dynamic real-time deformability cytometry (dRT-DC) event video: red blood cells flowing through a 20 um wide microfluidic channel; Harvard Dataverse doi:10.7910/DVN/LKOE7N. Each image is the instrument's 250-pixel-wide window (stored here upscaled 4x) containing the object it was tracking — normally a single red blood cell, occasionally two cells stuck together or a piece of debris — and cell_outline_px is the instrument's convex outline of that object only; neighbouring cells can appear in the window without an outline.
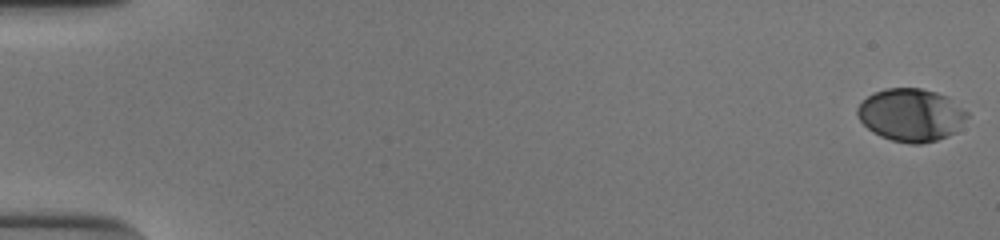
{"species": "human", "species_latin": "Homo sapiens", "temperature_condition": "cold", "stored_images_in_passage": 54, "camera_frame_rate_fps": 3000, "um_per_image_px": 0.085, "donor": {"sex": "male"}, "frame": {"image": 1, "passage_image": 1, "time_ms": 0.0, "image_size_px": [1000, 240], "cell_outline_px": [[968, 116], [956, 132], [948, 136], [936, 140], [920, 144], [908, 144], [892, 140], [880, 136], [872, 132], [860, 120], [856, 112], [856, 108], [872, 92], [884, 88], [920, 88], [936, 92], [948, 96], [968, 112]], "centroid_in_image_um": [77.44, 9.77], "position_along_channel_um": 7.6, "area_um2": 33.93}}
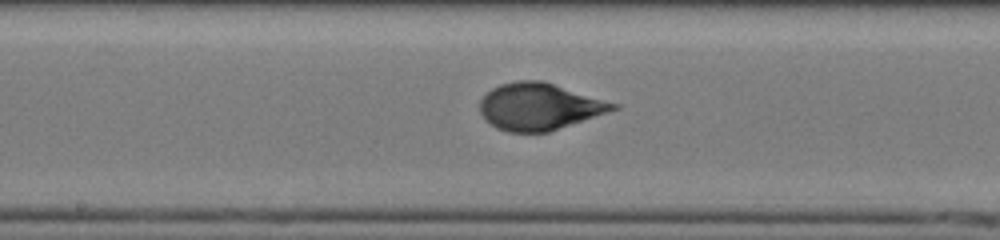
{"frame": {"image": 2, "passage_image": 30, "time_ms": 9.667, "image_size_px": [1000, 240], "cell_outline_px": [[620, 108], [548, 132], [508, 132], [496, 128], [480, 112], [480, 100], [492, 88], [500, 84], [516, 80], [540, 80], [620, 104]], "centroid_in_image_um": [45.85, 9.05], "position_along_channel_um": 202.4, "area_um2": 36.07}}
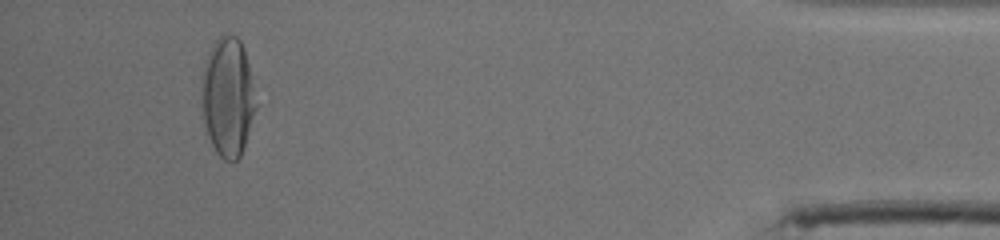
{"frame": {"image": 3, "passage_image": 51, "time_ms": 16.667, "image_size_px": [1000, 240], "cell_outline_px": [[256, 108], [240, 156], [236, 160], [224, 160], [216, 152], [208, 136], [204, 120], [200, 100], [200, 80], [208, 52], [212, 44], [224, 32], [236, 36], [240, 40], [244, 48], [248, 64], [256, 104]], "centroid_in_image_um": [19.32, 8.19], "position_along_channel_um": 415.9, "area_um2": 37.63}, "authors_computed_cell_mechanics": {"area_um2": 35.5759, "velocity_mm_per_s": 3.8736, "shape_relaxation_time_tau1_ms": 4.7985, "shape_relaxation_time_tau2_ms": null, "deformation_change_tau1": 0.2007, "deformation_change_tau2": null}}